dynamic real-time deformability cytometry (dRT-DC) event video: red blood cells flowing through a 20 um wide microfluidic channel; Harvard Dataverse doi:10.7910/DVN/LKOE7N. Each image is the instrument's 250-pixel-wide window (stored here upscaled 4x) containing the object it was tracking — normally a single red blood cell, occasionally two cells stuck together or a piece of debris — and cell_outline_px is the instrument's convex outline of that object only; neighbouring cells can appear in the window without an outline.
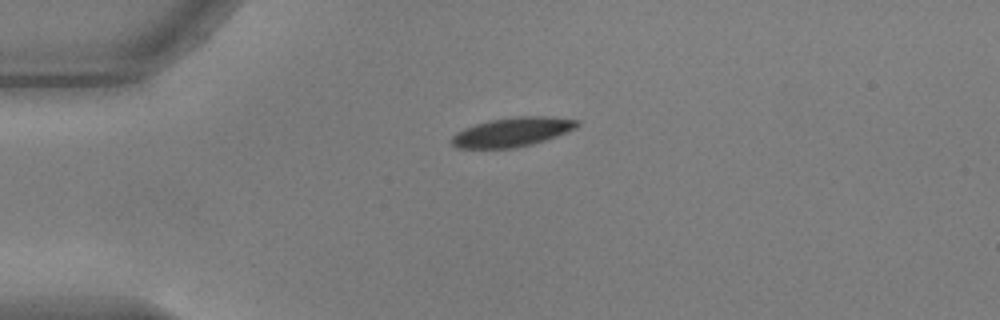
{"species": "common noctule bat (a hibernating species)", "species_latin": "Nyctalus noctula", "temperature_condition": "warm", "stored_images_in_passage": 42, "camera_frame_rate_fps": 3000, "um_per_image_px": 0.085, "animal": {"sex": "male", "body_mass_g": 17.9, "forearm_length_mm": 54.2}, "frame": {"image": 1, "passage_image": 1, "time_ms": 0.0, "image_size_px": [1000, 320], "cell_outline_px": [[580, 124], [576, 128], [556, 136], [532, 144], [516, 148], [456, 148], [452, 144], [452, 136], [456, 132], [464, 128], [488, 120], [516, 116], [544, 116], [580, 120]], "centroid_in_image_um": [43.54, 11.22], "position_along_channel_um": 41.5, "area_um2": 21.33}}
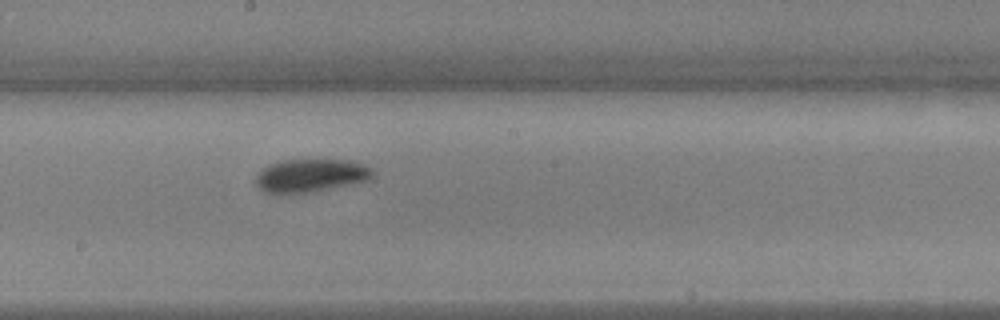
{"frame": {"image": 2, "passage_image": 18, "time_ms": 5.667, "image_size_px": [1000, 320], "cell_outline_px": [[372, 176], [368, 180], [312, 192], [264, 192], [256, 184], [256, 176], [268, 164], [280, 160], [348, 160], [364, 164], [372, 172]], "centroid_in_image_um": [26.39, 14.9], "position_along_channel_um": 221.8, "area_um2": 22.02}}
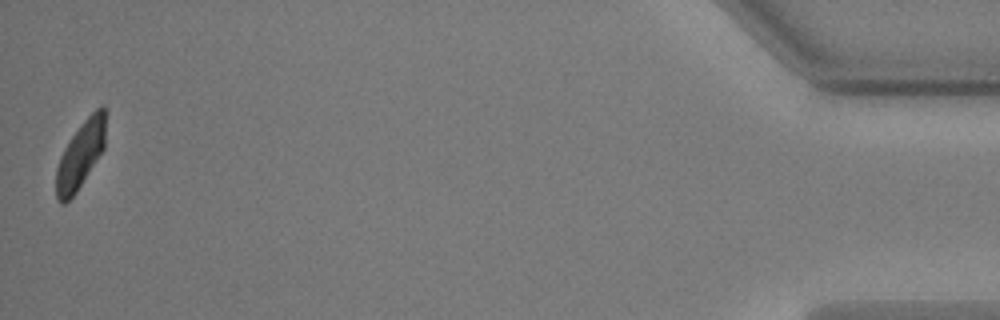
{"frame": {"image": 3, "passage_image": 42, "time_ms": 13.667, "image_size_px": [1000, 320], "cell_outline_px": [[104, 148], [76, 192], [64, 204], [60, 204], [56, 200], [56, 168], [60, 156], [64, 148], [80, 124], [100, 104], [104, 104]], "centroid_in_image_um": [6.81, 13.18], "position_along_channel_um": 428.4, "area_um2": 19.02}, "authors_computed_cell_mechanics": {"area_um2": 21.8773, "velocity_mm_per_s": 3.6784, "shape_relaxation_time_tau1_ms": 4.7142, "shape_relaxation_time_tau2_ms": 6.9284, "deformation_change_tau1": 0.1697, "deformation_change_tau2": 0.0939}}